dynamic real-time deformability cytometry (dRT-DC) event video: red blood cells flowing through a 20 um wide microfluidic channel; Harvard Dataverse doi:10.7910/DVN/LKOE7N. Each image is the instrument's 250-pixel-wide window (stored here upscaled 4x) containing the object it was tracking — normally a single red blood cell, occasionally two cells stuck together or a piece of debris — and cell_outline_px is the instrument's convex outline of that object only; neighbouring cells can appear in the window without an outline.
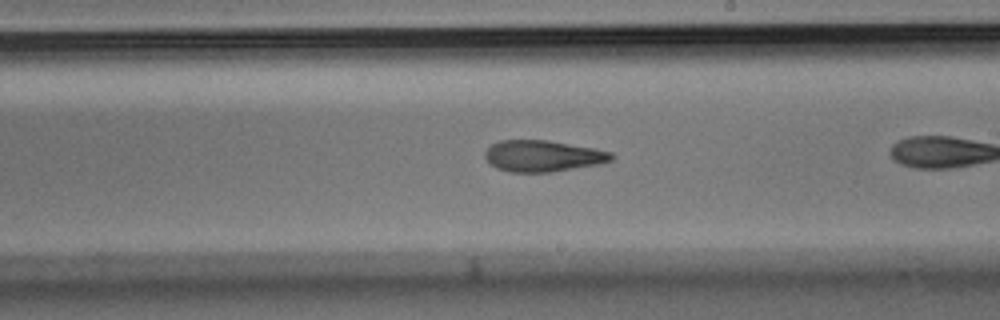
{"species": "Egyptian fruit bat (a non-hibernating species)", "species_latin": "Rousettus aegyptiacus", "temperature_condition": "room temperature", "stored_images_in_passage": 21, "camera_frame_rate_fps": 3000, "um_per_image_px": 0.085, "animal": {"sex": "male"}, "frame": {"image": 1, "passage_image": 15, "time_ms": 4.667, "image_size_px": [1000, 320], "cell_outline_px": [[616, 156], [612, 160], [600, 164], [552, 172], [508, 172], [496, 168], [484, 156], [484, 152], [492, 144], [500, 140], [548, 140], [596, 148], [612, 152]], "centroid_in_image_um": [46.18, 13.26], "position_along_channel_um": 242.8, "area_um2": 23.29}}
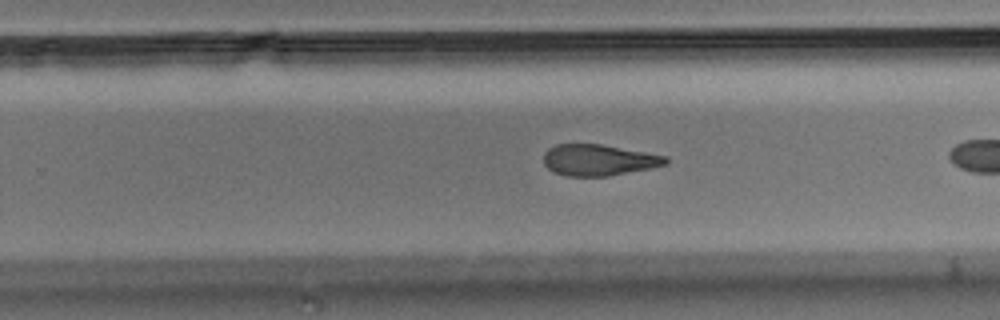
{"frame": {"image": 2, "passage_image": 18, "time_ms": 5.667, "image_size_px": [1000, 320], "cell_outline_px": [[668, 160], [664, 164], [652, 168], [608, 176], [568, 176], [552, 172], [544, 164], [544, 152], [548, 148], [556, 144], [600, 144], [668, 156]], "centroid_in_image_um": [50.86, 13.6], "position_along_channel_um": 278.9, "area_um2": 22.2}}